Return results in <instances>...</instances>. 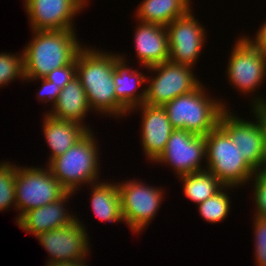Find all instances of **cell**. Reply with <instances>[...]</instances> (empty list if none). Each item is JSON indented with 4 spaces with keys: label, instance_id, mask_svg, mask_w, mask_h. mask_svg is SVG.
I'll list each match as a JSON object with an SVG mask.
<instances>
[{
    "label": "cell",
    "instance_id": "cell-1",
    "mask_svg": "<svg viewBox=\"0 0 266 266\" xmlns=\"http://www.w3.org/2000/svg\"><path fill=\"white\" fill-rule=\"evenodd\" d=\"M114 70V52L85 45L76 56V76L86 92L91 112L120 119L129 114L116 99Z\"/></svg>",
    "mask_w": 266,
    "mask_h": 266
},
{
    "label": "cell",
    "instance_id": "cell-2",
    "mask_svg": "<svg viewBox=\"0 0 266 266\" xmlns=\"http://www.w3.org/2000/svg\"><path fill=\"white\" fill-rule=\"evenodd\" d=\"M75 31H32L31 41L22 50L25 80L44 78L54 69L71 64L84 47Z\"/></svg>",
    "mask_w": 266,
    "mask_h": 266
},
{
    "label": "cell",
    "instance_id": "cell-3",
    "mask_svg": "<svg viewBox=\"0 0 266 266\" xmlns=\"http://www.w3.org/2000/svg\"><path fill=\"white\" fill-rule=\"evenodd\" d=\"M227 101L212 97L201 82L193 91L182 94L163 108L173 129H183L195 135L206 136L219 123Z\"/></svg>",
    "mask_w": 266,
    "mask_h": 266
},
{
    "label": "cell",
    "instance_id": "cell-4",
    "mask_svg": "<svg viewBox=\"0 0 266 266\" xmlns=\"http://www.w3.org/2000/svg\"><path fill=\"white\" fill-rule=\"evenodd\" d=\"M92 131H88L64 154L46 164L52 175L68 192L76 193L86 184L88 187V184L102 181L98 179L100 148Z\"/></svg>",
    "mask_w": 266,
    "mask_h": 266
},
{
    "label": "cell",
    "instance_id": "cell-5",
    "mask_svg": "<svg viewBox=\"0 0 266 266\" xmlns=\"http://www.w3.org/2000/svg\"><path fill=\"white\" fill-rule=\"evenodd\" d=\"M205 141V170L211 172L224 186L238 189L249 184L256 172L246 163L238 147L219 125L205 136Z\"/></svg>",
    "mask_w": 266,
    "mask_h": 266
},
{
    "label": "cell",
    "instance_id": "cell-6",
    "mask_svg": "<svg viewBox=\"0 0 266 266\" xmlns=\"http://www.w3.org/2000/svg\"><path fill=\"white\" fill-rule=\"evenodd\" d=\"M261 97V98H260ZM252 97L249 106L255 121L233 114L232 109H225L218 125L228 134L238 147L246 163L257 172L260 167L263 137L265 130L266 97Z\"/></svg>",
    "mask_w": 266,
    "mask_h": 266
},
{
    "label": "cell",
    "instance_id": "cell-7",
    "mask_svg": "<svg viewBox=\"0 0 266 266\" xmlns=\"http://www.w3.org/2000/svg\"><path fill=\"white\" fill-rule=\"evenodd\" d=\"M16 166L15 199L18 215L16 223L28 211L53 203L68 191L46 168Z\"/></svg>",
    "mask_w": 266,
    "mask_h": 266
},
{
    "label": "cell",
    "instance_id": "cell-8",
    "mask_svg": "<svg viewBox=\"0 0 266 266\" xmlns=\"http://www.w3.org/2000/svg\"><path fill=\"white\" fill-rule=\"evenodd\" d=\"M194 68L170 61L148 67L151 75L146 79L144 104L163 107L174 98L193 91L201 83Z\"/></svg>",
    "mask_w": 266,
    "mask_h": 266
},
{
    "label": "cell",
    "instance_id": "cell-9",
    "mask_svg": "<svg viewBox=\"0 0 266 266\" xmlns=\"http://www.w3.org/2000/svg\"><path fill=\"white\" fill-rule=\"evenodd\" d=\"M139 179H126L117 183L121 212L130 231L140 234L152 222L164 198L162 187L148 185Z\"/></svg>",
    "mask_w": 266,
    "mask_h": 266
},
{
    "label": "cell",
    "instance_id": "cell-10",
    "mask_svg": "<svg viewBox=\"0 0 266 266\" xmlns=\"http://www.w3.org/2000/svg\"><path fill=\"white\" fill-rule=\"evenodd\" d=\"M234 44L225 71L227 80L251 97L266 80V56L243 35Z\"/></svg>",
    "mask_w": 266,
    "mask_h": 266
},
{
    "label": "cell",
    "instance_id": "cell-11",
    "mask_svg": "<svg viewBox=\"0 0 266 266\" xmlns=\"http://www.w3.org/2000/svg\"><path fill=\"white\" fill-rule=\"evenodd\" d=\"M203 161L206 163L205 136L195 135L183 129H174L163 153L153 163L163 166L166 164L175 171L174 174L178 178L205 170Z\"/></svg>",
    "mask_w": 266,
    "mask_h": 266
},
{
    "label": "cell",
    "instance_id": "cell-12",
    "mask_svg": "<svg viewBox=\"0 0 266 266\" xmlns=\"http://www.w3.org/2000/svg\"><path fill=\"white\" fill-rule=\"evenodd\" d=\"M79 218L68 225L39 233L35 236L50 256L47 264L86 261L91 243L86 225Z\"/></svg>",
    "mask_w": 266,
    "mask_h": 266
},
{
    "label": "cell",
    "instance_id": "cell-13",
    "mask_svg": "<svg viewBox=\"0 0 266 266\" xmlns=\"http://www.w3.org/2000/svg\"><path fill=\"white\" fill-rule=\"evenodd\" d=\"M193 10L166 25L169 42V61L195 67L204 49L205 27L195 18ZM194 15V16H193Z\"/></svg>",
    "mask_w": 266,
    "mask_h": 266
},
{
    "label": "cell",
    "instance_id": "cell-14",
    "mask_svg": "<svg viewBox=\"0 0 266 266\" xmlns=\"http://www.w3.org/2000/svg\"><path fill=\"white\" fill-rule=\"evenodd\" d=\"M88 2L89 0H23V5L31 31L76 30L75 18L89 5Z\"/></svg>",
    "mask_w": 266,
    "mask_h": 266
},
{
    "label": "cell",
    "instance_id": "cell-15",
    "mask_svg": "<svg viewBox=\"0 0 266 266\" xmlns=\"http://www.w3.org/2000/svg\"><path fill=\"white\" fill-rule=\"evenodd\" d=\"M141 111V145L147 160L154 162L162 153L172 131L166 110L161 106L142 104L128 114Z\"/></svg>",
    "mask_w": 266,
    "mask_h": 266
},
{
    "label": "cell",
    "instance_id": "cell-16",
    "mask_svg": "<svg viewBox=\"0 0 266 266\" xmlns=\"http://www.w3.org/2000/svg\"><path fill=\"white\" fill-rule=\"evenodd\" d=\"M74 194L76 193L67 192L62 198L53 203L26 212L16 225L26 233L37 236L39 233L74 223L78 218L77 214L65 209L68 206L66 203L72 195L74 197Z\"/></svg>",
    "mask_w": 266,
    "mask_h": 266
},
{
    "label": "cell",
    "instance_id": "cell-17",
    "mask_svg": "<svg viewBox=\"0 0 266 266\" xmlns=\"http://www.w3.org/2000/svg\"><path fill=\"white\" fill-rule=\"evenodd\" d=\"M134 30L136 58L145 69L169 61V42L165 26L137 21Z\"/></svg>",
    "mask_w": 266,
    "mask_h": 266
},
{
    "label": "cell",
    "instance_id": "cell-18",
    "mask_svg": "<svg viewBox=\"0 0 266 266\" xmlns=\"http://www.w3.org/2000/svg\"><path fill=\"white\" fill-rule=\"evenodd\" d=\"M126 55L115 54V70L113 81L116 86L117 101L129 112L132 108L144 104L147 76L143 71L128 66ZM144 86V89L138 88Z\"/></svg>",
    "mask_w": 266,
    "mask_h": 266
},
{
    "label": "cell",
    "instance_id": "cell-19",
    "mask_svg": "<svg viewBox=\"0 0 266 266\" xmlns=\"http://www.w3.org/2000/svg\"><path fill=\"white\" fill-rule=\"evenodd\" d=\"M90 111L86 92L80 79L76 76L61 89L57 101L46 113L56 119L75 122L91 131L93 128L83 121L86 120L85 118L88 117L87 114Z\"/></svg>",
    "mask_w": 266,
    "mask_h": 266
},
{
    "label": "cell",
    "instance_id": "cell-20",
    "mask_svg": "<svg viewBox=\"0 0 266 266\" xmlns=\"http://www.w3.org/2000/svg\"><path fill=\"white\" fill-rule=\"evenodd\" d=\"M43 118L42 130L51 152L47 160L48 163L52 159L64 154L88 132V130L80 124L56 119L46 112Z\"/></svg>",
    "mask_w": 266,
    "mask_h": 266
},
{
    "label": "cell",
    "instance_id": "cell-21",
    "mask_svg": "<svg viewBox=\"0 0 266 266\" xmlns=\"http://www.w3.org/2000/svg\"><path fill=\"white\" fill-rule=\"evenodd\" d=\"M191 0H143L139 3L135 20L166 26L192 10Z\"/></svg>",
    "mask_w": 266,
    "mask_h": 266
},
{
    "label": "cell",
    "instance_id": "cell-22",
    "mask_svg": "<svg viewBox=\"0 0 266 266\" xmlns=\"http://www.w3.org/2000/svg\"><path fill=\"white\" fill-rule=\"evenodd\" d=\"M91 209L96 218L103 222H124L121 212V199L117 182H97L89 185Z\"/></svg>",
    "mask_w": 266,
    "mask_h": 266
},
{
    "label": "cell",
    "instance_id": "cell-23",
    "mask_svg": "<svg viewBox=\"0 0 266 266\" xmlns=\"http://www.w3.org/2000/svg\"><path fill=\"white\" fill-rule=\"evenodd\" d=\"M183 183L184 195L196 205L218 193L224 185L208 170L178 177Z\"/></svg>",
    "mask_w": 266,
    "mask_h": 266
},
{
    "label": "cell",
    "instance_id": "cell-24",
    "mask_svg": "<svg viewBox=\"0 0 266 266\" xmlns=\"http://www.w3.org/2000/svg\"><path fill=\"white\" fill-rule=\"evenodd\" d=\"M235 187L224 186L214 196L206 199L204 202L198 204V212L200 216L209 223H219L224 221L231 210V202L228 191H232Z\"/></svg>",
    "mask_w": 266,
    "mask_h": 266
},
{
    "label": "cell",
    "instance_id": "cell-25",
    "mask_svg": "<svg viewBox=\"0 0 266 266\" xmlns=\"http://www.w3.org/2000/svg\"><path fill=\"white\" fill-rule=\"evenodd\" d=\"M0 162V212L13 207L16 210L15 177L16 164L6 160ZM15 206V207H14Z\"/></svg>",
    "mask_w": 266,
    "mask_h": 266
},
{
    "label": "cell",
    "instance_id": "cell-26",
    "mask_svg": "<svg viewBox=\"0 0 266 266\" xmlns=\"http://www.w3.org/2000/svg\"><path fill=\"white\" fill-rule=\"evenodd\" d=\"M15 53H0V88L18 78L25 80L23 53Z\"/></svg>",
    "mask_w": 266,
    "mask_h": 266
},
{
    "label": "cell",
    "instance_id": "cell-27",
    "mask_svg": "<svg viewBox=\"0 0 266 266\" xmlns=\"http://www.w3.org/2000/svg\"><path fill=\"white\" fill-rule=\"evenodd\" d=\"M256 266H266V218L252 217Z\"/></svg>",
    "mask_w": 266,
    "mask_h": 266
},
{
    "label": "cell",
    "instance_id": "cell-28",
    "mask_svg": "<svg viewBox=\"0 0 266 266\" xmlns=\"http://www.w3.org/2000/svg\"><path fill=\"white\" fill-rule=\"evenodd\" d=\"M253 180V181H252ZM253 182L254 217L266 218V175L256 172L249 181Z\"/></svg>",
    "mask_w": 266,
    "mask_h": 266
},
{
    "label": "cell",
    "instance_id": "cell-29",
    "mask_svg": "<svg viewBox=\"0 0 266 266\" xmlns=\"http://www.w3.org/2000/svg\"><path fill=\"white\" fill-rule=\"evenodd\" d=\"M76 77V59L69 65L54 69L44 78L54 82L55 86L63 89L67 83Z\"/></svg>",
    "mask_w": 266,
    "mask_h": 266
},
{
    "label": "cell",
    "instance_id": "cell-30",
    "mask_svg": "<svg viewBox=\"0 0 266 266\" xmlns=\"http://www.w3.org/2000/svg\"><path fill=\"white\" fill-rule=\"evenodd\" d=\"M41 81V87L38 90V92H36V96L38 98V101L43 102V103H50L51 106L54 105V103L57 101L58 96L61 92V88H59L58 86L54 85V82H50L48 80H46L45 78H38V79H33V80H25L26 83L30 82V81Z\"/></svg>",
    "mask_w": 266,
    "mask_h": 266
},
{
    "label": "cell",
    "instance_id": "cell-31",
    "mask_svg": "<svg viewBox=\"0 0 266 266\" xmlns=\"http://www.w3.org/2000/svg\"><path fill=\"white\" fill-rule=\"evenodd\" d=\"M256 32L254 37L244 36L266 56V21L260 25Z\"/></svg>",
    "mask_w": 266,
    "mask_h": 266
},
{
    "label": "cell",
    "instance_id": "cell-32",
    "mask_svg": "<svg viewBox=\"0 0 266 266\" xmlns=\"http://www.w3.org/2000/svg\"><path fill=\"white\" fill-rule=\"evenodd\" d=\"M257 172L266 175V108H265V130H264L263 145L261 152V161H260V167Z\"/></svg>",
    "mask_w": 266,
    "mask_h": 266
},
{
    "label": "cell",
    "instance_id": "cell-33",
    "mask_svg": "<svg viewBox=\"0 0 266 266\" xmlns=\"http://www.w3.org/2000/svg\"><path fill=\"white\" fill-rule=\"evenodd\" d=\"M86 264L87 263L85 261H77V262H60V263H54V264L46 265V266H89Z\"/></svg>",
    "mask_w": 266,
    "mask_h": 266
}]
</instances>
